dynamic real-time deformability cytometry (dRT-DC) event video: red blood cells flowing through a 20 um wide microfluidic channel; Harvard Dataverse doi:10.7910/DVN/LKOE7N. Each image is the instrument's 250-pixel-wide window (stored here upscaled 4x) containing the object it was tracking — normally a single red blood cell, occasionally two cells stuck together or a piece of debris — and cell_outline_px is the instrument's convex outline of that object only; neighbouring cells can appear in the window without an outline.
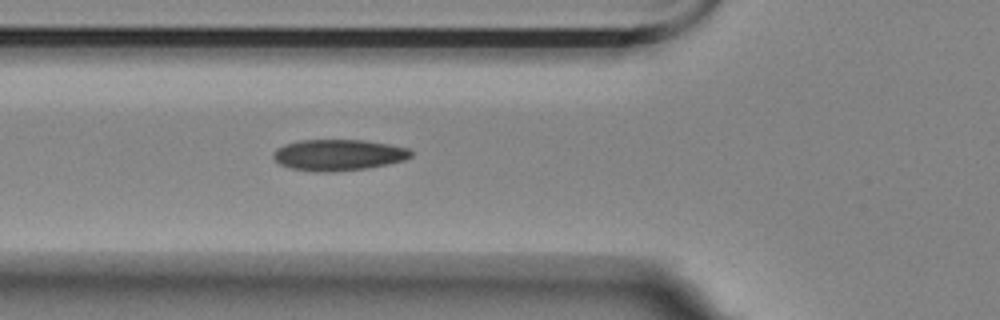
{"species": "Egyptian fruit bat (a non-hibernating species)", "species_latin": "Rousettus aegyptiacus", "temperature_condition": "room temperature", "stored_images_in_passage": 17, "camera_frame_rate_fps": 3000, "um_per_image_px": 0.085, "animal": {"sex": "female"}, "frame": {"image": 1, "passage_image": 10, "time_ms": 3.0, "image_size_px": [1000, 320], "cell_outline_px": [[412, 156], [404, 160], [388, 164], [368, 168], [332, 172], [316, 172], [292, 168], [280, 164], [272, 156], [272, 152], [276, 148], [284, 144], [300, 140], [364, 140], [388, 144], [408, 148], [412, 152]], "centroid_in_image_um": [28.75, 13.17], "position_along_channel_um": 97.1, "area_um2": 25.09}}